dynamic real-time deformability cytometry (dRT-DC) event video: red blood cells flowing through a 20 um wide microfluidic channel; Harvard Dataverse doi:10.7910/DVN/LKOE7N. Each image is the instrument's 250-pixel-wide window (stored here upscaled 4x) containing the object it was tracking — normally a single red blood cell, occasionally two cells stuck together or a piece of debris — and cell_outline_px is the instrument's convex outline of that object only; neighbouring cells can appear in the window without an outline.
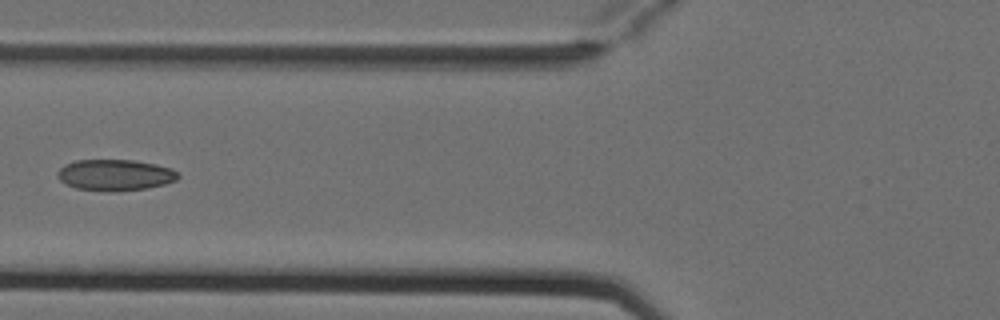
{"species": "Egyptian fruit bat (a non-hibernating species)", "species_latin": "Rousettus aegyptiacus", "temperature_condition": "cold", "stored_images_in_passage": 3, "camera_frame_rate_fps": 3000, "um_per_image_px": 0.085, "animal": {"sex": "female"}, "frame": {"image": 1, "passage_image": 3, "time_ms": 0.667, "image_size_px": [1000, 320], "cell_outline_px": [[180, 176], [176, 180], [164, 184], [144, 188], [112, 192], [76, 188], [64, 184], [60, 180], [56, 172], [64, 164], [76, 160], [132, 160], [156, 164], [172, 168]], "centroid_in_image_um": [9.75, 14.87], "position_along_channel_um": 116.0, "area_um2": 21.91}}